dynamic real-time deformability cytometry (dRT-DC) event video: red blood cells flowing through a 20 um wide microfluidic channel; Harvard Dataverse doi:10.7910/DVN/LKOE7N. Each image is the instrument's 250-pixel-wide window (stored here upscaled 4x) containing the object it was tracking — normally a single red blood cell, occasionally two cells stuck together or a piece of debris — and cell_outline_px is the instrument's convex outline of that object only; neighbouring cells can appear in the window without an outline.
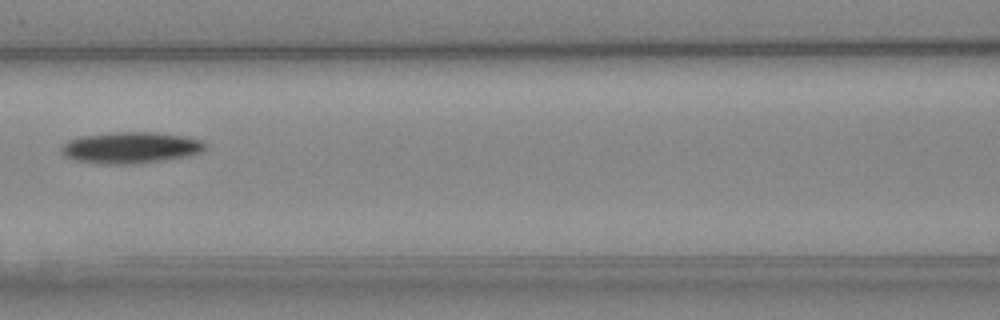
{"species": "Egyptian fruit bat (a non-hibernating species)", "species_latin": "Rousettus aegyptiacus", "temperature_condition": "cold", "stored_images_in_passage": 7, "camera_frame_rate_fps": 3000, "um_per_image_px": 0.085, "animal": {"sex": "female"}, "frame": {"image": 1, "passage_image": 7, "time_ms": 7.333, "image_size_px": [1000, 320], "cell_outline_px": [[208, 148], [192, 156], [168, 160], [140, 164], [104, 164], [76, 160], [64, 156], [60, 152], [60, 148], [68, 140], [84, 136], [116, 132], [152, 132], [184, 136], [200, 140], [208, 144]], "centroid_in_image_um": [11.17, 12.57], "position_along_channel_um": 155.4, "area_um2": 26.59}}